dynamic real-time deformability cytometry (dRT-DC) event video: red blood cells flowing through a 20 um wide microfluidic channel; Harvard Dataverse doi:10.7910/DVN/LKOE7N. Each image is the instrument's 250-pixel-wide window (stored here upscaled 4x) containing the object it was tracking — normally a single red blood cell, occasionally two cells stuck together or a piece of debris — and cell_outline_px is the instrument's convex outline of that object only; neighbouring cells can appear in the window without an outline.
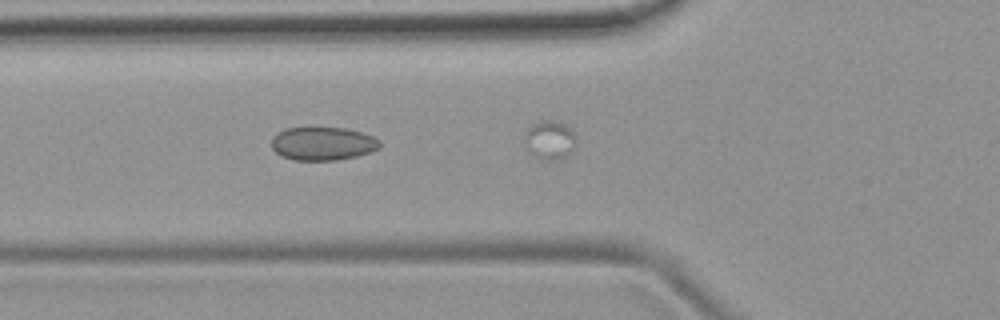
{"species": "common noctule bat (a hibernating species)", "species_latin": "Nyctalus noctula", "temperature_condition": "room temperature", "stored_images_in_passage": 17, "camera_frame_rate_fps": 3000, "um_per_image_px": 0.085, "animal": {"sex": "female", "body_mass_g": 19.9}, "frame": {"image": 1, "passage_image": 16, "time_ms": 5.0, "image_size_px": [1000, 320], "cell_outline_px": [[380, 148], [356, 156], [336, 160], [292, 160], [276, 152], [272, 148], [272, 136], [276, 132], [284, 128], [344, 128], [360, 132], [372, 136], [380, 140]], "centroid_in_image_um": [27.41, 12.2], "position_along_channel_um": 98.4, "area_um2": 20.92}}